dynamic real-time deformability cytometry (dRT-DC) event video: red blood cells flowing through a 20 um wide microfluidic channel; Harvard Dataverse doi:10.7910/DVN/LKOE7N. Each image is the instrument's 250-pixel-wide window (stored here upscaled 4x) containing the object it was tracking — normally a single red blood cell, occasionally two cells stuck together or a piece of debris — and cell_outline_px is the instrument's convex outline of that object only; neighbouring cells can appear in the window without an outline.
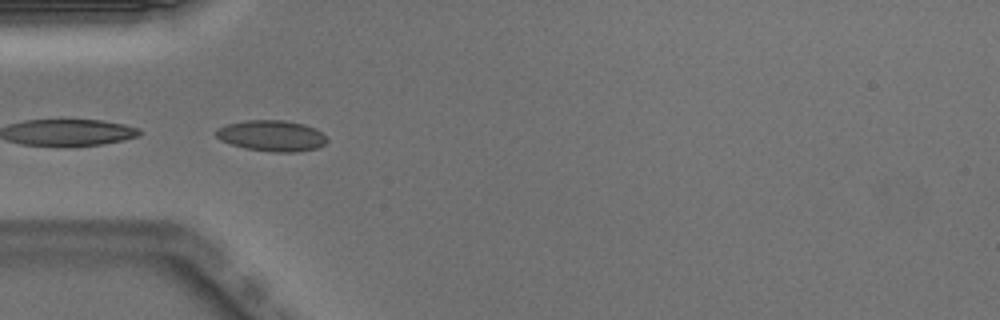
{"species": "Egyptian fruit bat (a non-hibernating species)", "species_latin": "Rousettus aegyptiacus", "temperature_condition": "warm", "stored_images_in_passage": 18, "segment_of_instrument_passage": [2, 2], "camera_frame_rate_fps": 3000, "um_per_image_px": 0.085, "animal": {"sex": "male"}, "frame": {"image": 1, "passage_image": 15, "time_ms": 4.667, "image_size_px": [1000, 320], "cell_outline_px": [[328, 140], [324, 144], [316, 148], [296, 152], [272, 152], [244, 148], [220, 140], [216, 136], [216, 128], [228, 124], [244, 120], [284, 120], [304, 124], [316, 128]], "centroid_in_image_um": [23.08, 11.53], "position_along_channel_um": 61.9, "area_um2": 20.0}}